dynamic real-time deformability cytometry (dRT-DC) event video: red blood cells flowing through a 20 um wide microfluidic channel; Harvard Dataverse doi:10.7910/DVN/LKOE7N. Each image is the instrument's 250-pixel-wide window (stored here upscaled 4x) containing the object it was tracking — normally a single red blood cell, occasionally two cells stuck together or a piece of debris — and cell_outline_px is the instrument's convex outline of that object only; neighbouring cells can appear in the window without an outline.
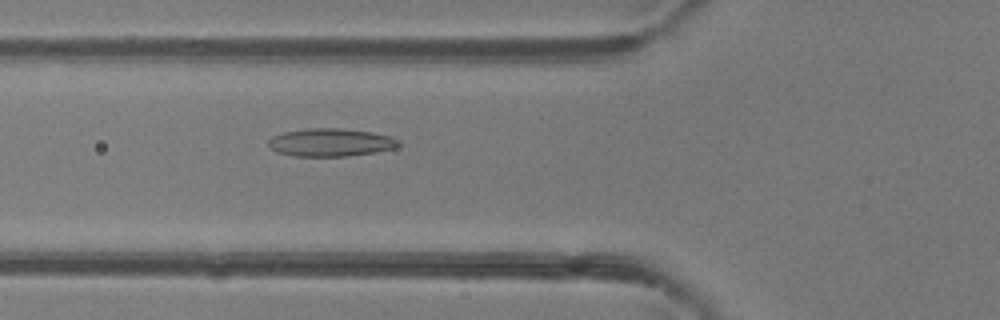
{"species": "common noctule bat (a hibernating species)", "species_latin": "Nyctalus noctula", "temperature_condition": "room temperature", "stored_images_in_passage": 48, "camera_frame_rate_fps": 3000, "um_per_image_px": 0.085, "animal": {"sex": "female"}, "frame": {"image": 1, "passage_image": 18, "time_ms": 5.667, "image_size_px": [1000, 320], "cell_outline_px": [[404, 144], [396, 148], [376, 152], [348, 156], [296, 156], [276, 152], [268, 144], [268, 140], [272, 136], [284, 132], [308, 128], [340, 128], [372, 132], [392, 136], [400, 140]], "centroid_in_image_um": [28.17, 12.1], "position_along_channel_um": 97.6, "area_um2": 21.44}}
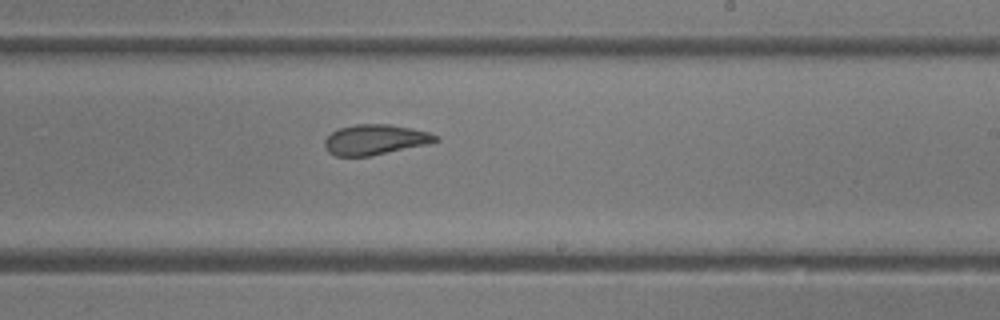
{"frame": {"image": 2, "passage_image": 29, "time_ms": 9.333, "image_size_px": [1000, 320], "cell_outline_px": [[440, 140], [428, 144], [368, 156], [336, 156], [328, 152], [324, 148], [324, 140], [332, 132], [340, 128], [356, 124], [388, 124], [412, 128], [428, 132], [440, 136]], "centroid_in_image_um": [31.89, 11.87], "position_along_channel_um": 257.1, "area_um2": 19.54}}
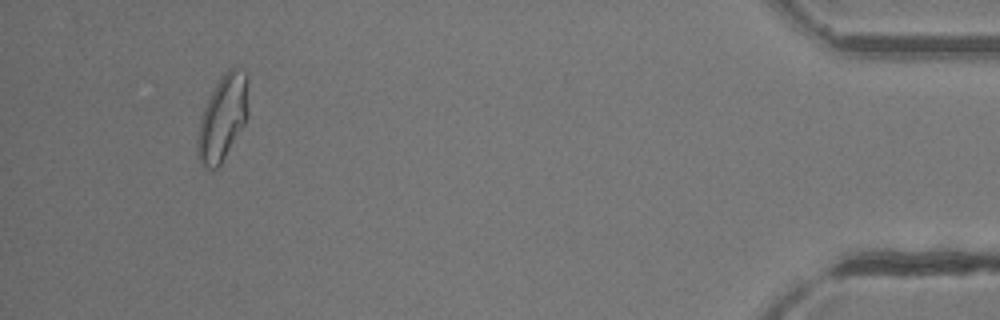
{"frame": {"image": 3, "passage_image": 45, "time_ms": 14.667, "image_size_px": [1000, 320], "cell_outline_px": [[248, 116], [244, 124], [220, 164], [216, 168], [208, 168], [200, 164], [196, 140], [200, 120], [204, 108], [216, 84], [224, 72], [228, 68], [236, 68], [244, 72], [248, 76]], "centroid_in_image_um": [18.94, 9.99], "position_along_channel_um": 416.3, "area_um2": 24.91}, "authors_computed_cell_mechanics": {"area_um2": 22.1085, "velocity_mm_per_s": 4.3417, "shape_relaxation_time_tau1_ms": 8.282, "shape_relaxation_time_tau2_ms": 1.7263, "deformation_change_tau1": 0.1913, "deformation_change_tau2": 0.0823}}